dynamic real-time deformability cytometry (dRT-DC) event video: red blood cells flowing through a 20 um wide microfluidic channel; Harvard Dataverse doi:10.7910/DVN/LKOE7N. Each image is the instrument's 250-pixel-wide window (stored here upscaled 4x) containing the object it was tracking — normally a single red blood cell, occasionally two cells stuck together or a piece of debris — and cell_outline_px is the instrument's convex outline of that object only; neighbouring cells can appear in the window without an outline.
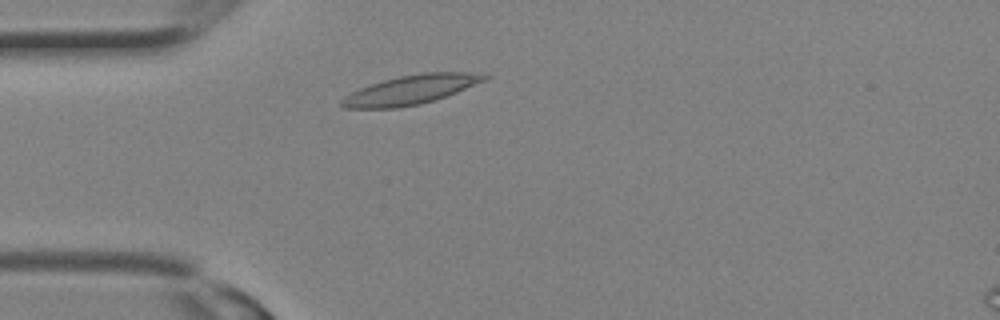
{"species": "Egyptian fruit bat (a non-hibernating species)", "species_latin": "Rousettus aegyptiacus", "temperature_condition": "room temperature", "stored_images_in_passage": 10, "camera_frame_rate_fps": 3000, "um_per_image_px": 0.085, "animal": {"sex": "female"}, "frame": {"image": 1, "passage_image": 4, "time_ms": 1.0, "image_size_px": [1000, 320], "cell_outline_px": [[492, 76], [484, 80], [456, 92], [436, 100], [420, 104], [396, 108], [344, 108], [340, 104], [340, 100], [344, 96], [360, 88], [384, 80], [400, 76], [424, 72], [484, 72]], "centroid_in_image_um": [34.95, 7.62], "position_along_channel_um": 50.1, "area_um2": 24.22}}
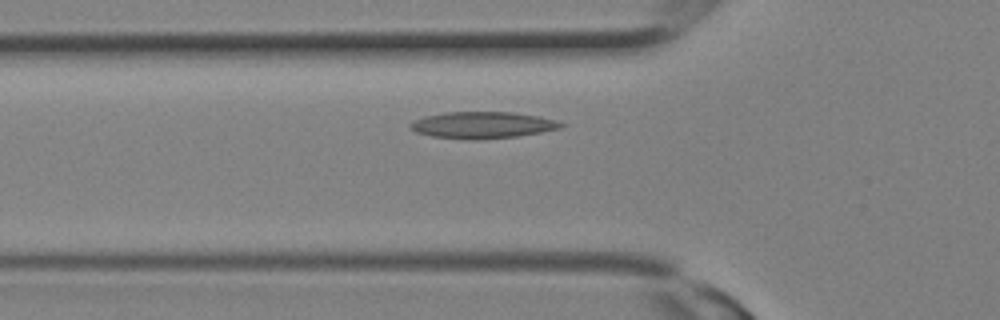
{"frame": {"image": 2, "passage_image": 6, "time_ms": 1.667, "image_size_px": [1000, 320], "cell_outline_px": [[564, 124], [560, 128], [540, 132], [516, 136], [476, 140], [468, 140], [432, 136], [416, 132], [408, 128], [408, 124], [412, 120], [424, 116], [444, 112], [512, 112], [536, 116], [556, 120]], "centroid_in_image_um": [40.92, 10.63], "position_along_channel_um": 84.9, "area_um2": 23.41}}
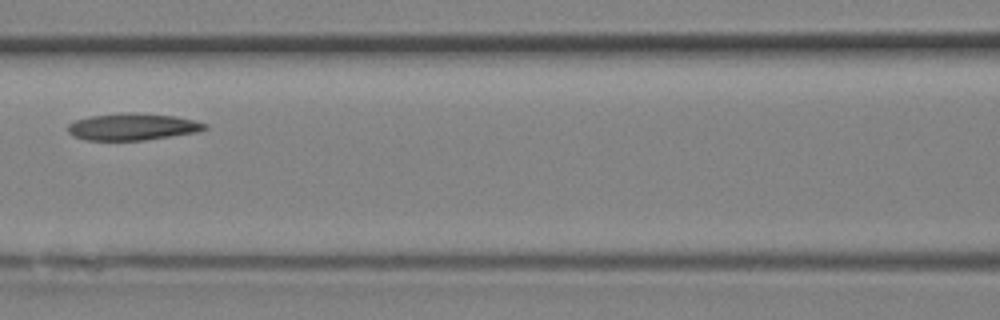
{"frame": {"image": 3, "passage_image": 9, "time_ms": 2.667, "image_size_px": [1000, 320], "cell_outline_px": [[208, 128], [196, 132], [144, 140], [84, 140], [72, 136], [68, 132], [68, 124], [76, 120], [92, 116], [128, 112], [136, 112], [176, 116], [208, 124]], "centroid_in_image_um": [11.26, 10.77], "position_along_channel_um": 155.3, "area_um2": 21.39}}